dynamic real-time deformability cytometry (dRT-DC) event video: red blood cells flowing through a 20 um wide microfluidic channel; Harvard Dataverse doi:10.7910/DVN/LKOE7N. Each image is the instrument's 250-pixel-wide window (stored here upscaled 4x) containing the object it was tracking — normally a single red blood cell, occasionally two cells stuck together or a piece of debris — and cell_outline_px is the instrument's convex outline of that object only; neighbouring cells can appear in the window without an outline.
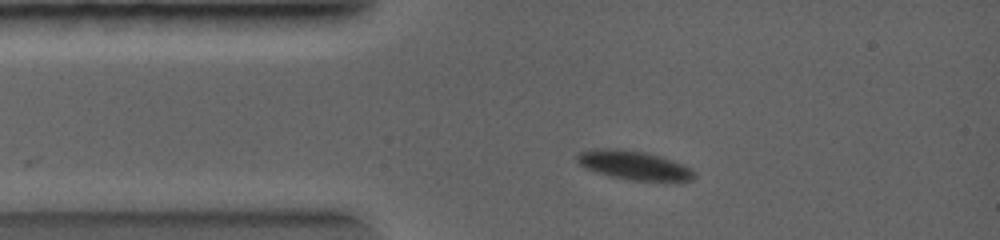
{"species": "common noctule bat (a hibernating species)", "species_latin": "Nyctalus noctula", "temperature_condition": "warm", "stored_images_in_passage": 2, "camera_frame_rate_fps": 5000, "um_per_image_px": 0.085, "animal": {"sex": "female", "body_mass_g": 19.0, "forearm_length_mm": 56.7}, "frame": {"image": 1, "passage_image": 2, "time_ms": 1.2, "image_size_px": [1000, 240], "cell_outline_px": [[692, 176], [688, 180], [628, 180], [608, 176], [596, 172], [580, 164], [576, 160], [576, 156], [580, 152], [600, 148], [612, 148], [644, 152], [660, 156], [680, 164], [688, 168], [692, 172]], "centroid_in_image_um": [53.76, 14.03], "position_along_channel_um": 31.2, "area_um2": 19.02}}